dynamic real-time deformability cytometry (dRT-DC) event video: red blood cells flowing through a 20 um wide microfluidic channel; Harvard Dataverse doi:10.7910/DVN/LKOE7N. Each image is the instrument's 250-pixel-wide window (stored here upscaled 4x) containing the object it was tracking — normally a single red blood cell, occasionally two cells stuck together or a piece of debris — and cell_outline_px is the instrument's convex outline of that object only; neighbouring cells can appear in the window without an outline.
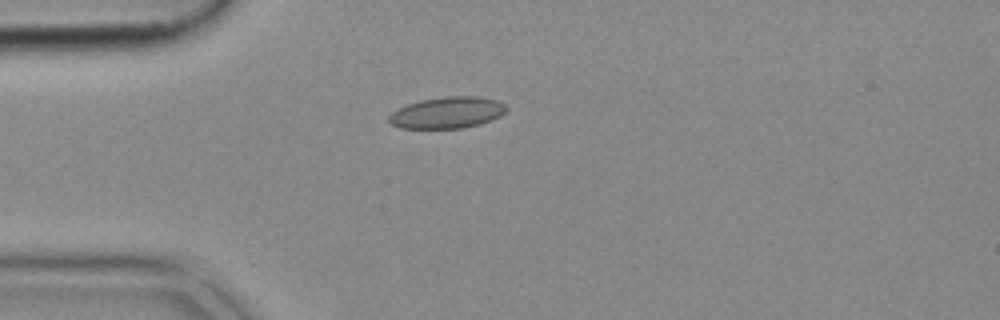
{"species": "common noctule bat (a hibernating species)", "species_latin": "Nyctalus noctula", "temperature_condition": "cold", "stored_images_in_passage": 53, "camera_frame_rate_fps": 3000, "um_per_image_px": 0.085, "animal": {"sex": "female", "body_mass_g": 18.4}, "frame": {"image": 1, "passage_image": 14, "time_ms": 4.333, "image_size_px": [1000, 320], "cell_outline_px": [[508, 108], [500, 116], [492, 120], [480, 124], [464, 128], [400, 128], [392, 124], [388, 120], [388, 116], [392, 112], [408, 104], [420, 100], [444, 96], [476, 96], [500, 100]], "centroid_in_image_um": [38.05, 9.57], "position_along_channel_um": 47.0, "area_um2": 21.62}}
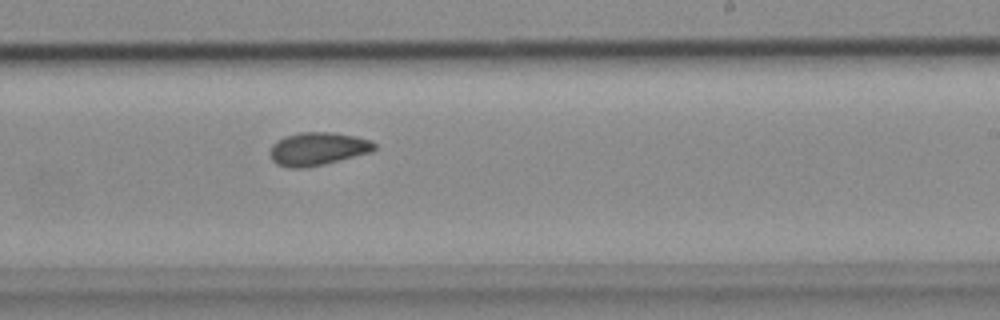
{"frame": {"image": 2, "passage_image": 32, "time_ms": 10.333, "image_size_px": [1000, 320], "cell_outline_px": [[376, 148], [372, 152], [324, 164], [304, 168], [292, 168], [276, 164], [272, 160], [268, 152], [272, 144], [276, 140], [284, 136], [300, 132], [332, 132], [356, 136], [372, 140], [376, 144]], "centroid_in_image_um": [26.99, 12.64], "position_along_channel_um": 262.0, "area_um2": 20.4}}
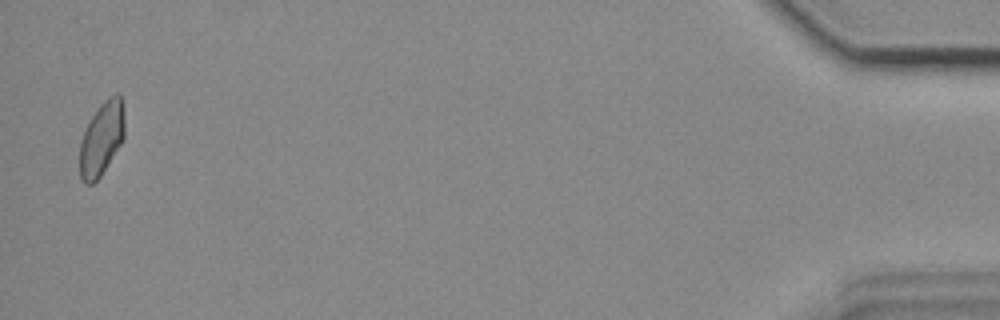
{"frame": {"image": 3, "passage_image": 52, "time_ms": 17.0, "image_size_px": [1000, 320], "cell_outline_px": [[124, 136], [120, 144], [100, 176], [92, 184], [84, 184], [80, 180], [80, 140], [92, 116], [100, 104], [108, 96], [116, 92], [120, 96], [124, 108]], "centroid_in_image_um": [8.63, 11.76], "position_along_channel_um": 426.6, "area_um2": 19.13}}